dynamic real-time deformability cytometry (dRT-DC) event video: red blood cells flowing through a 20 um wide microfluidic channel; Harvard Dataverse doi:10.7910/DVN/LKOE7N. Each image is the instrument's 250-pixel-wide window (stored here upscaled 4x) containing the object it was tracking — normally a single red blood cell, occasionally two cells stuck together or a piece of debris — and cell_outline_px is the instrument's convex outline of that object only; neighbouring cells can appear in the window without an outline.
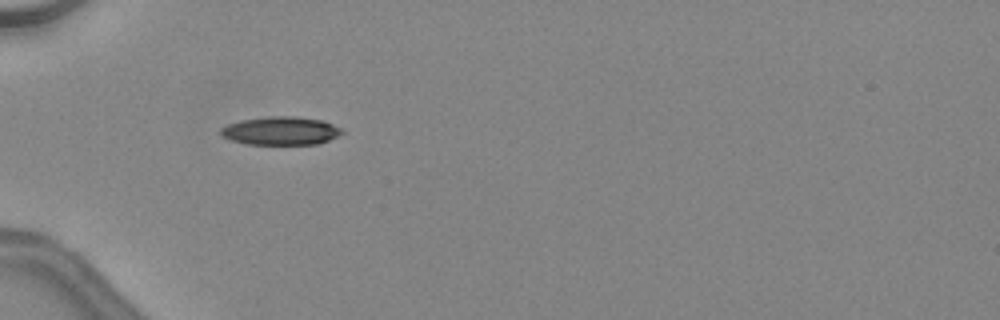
{"species": "common noctule bat (a hibernating species)", "species_latin": "Nyctalus noctula", "temperature_condition": "warm", "stored_images_in_passage": 31, "camera_frame_rate_fps": 3000, "um_per_image_px": 0.085, "animal": {"sex": "female", "body_mass_g": 24.6, "forearm_length_mm": 56.2}, "frame": {"image": 1, "passage_image": 1, "time_ms": 0.0, "image_size_px": [1000, 320], "cell_outline_px": [[344, 132], [320, 144], [248, 144], [232, 140], [220, 136], [220, 128], [228, 124], [240, 120], [268, 116], [296, 116], [324, 120], [340, 128]], "centroid_in_image_um": [23.85, 11.11], "position_along_channel_um": 61.2, "area_um2": 20.06}, "authors_computed_cell_mechanics": {"area_um2": 19.9988, "velocity_mm_per_s": 4.5519, "shape_relaxation_time_tau1_ms": 6.7322, "shape_relaxation_time_tau2_ms": 5.6155, "deformation_change_tau1": 0.1957, "deformation_change_tau2": 0.1373}}